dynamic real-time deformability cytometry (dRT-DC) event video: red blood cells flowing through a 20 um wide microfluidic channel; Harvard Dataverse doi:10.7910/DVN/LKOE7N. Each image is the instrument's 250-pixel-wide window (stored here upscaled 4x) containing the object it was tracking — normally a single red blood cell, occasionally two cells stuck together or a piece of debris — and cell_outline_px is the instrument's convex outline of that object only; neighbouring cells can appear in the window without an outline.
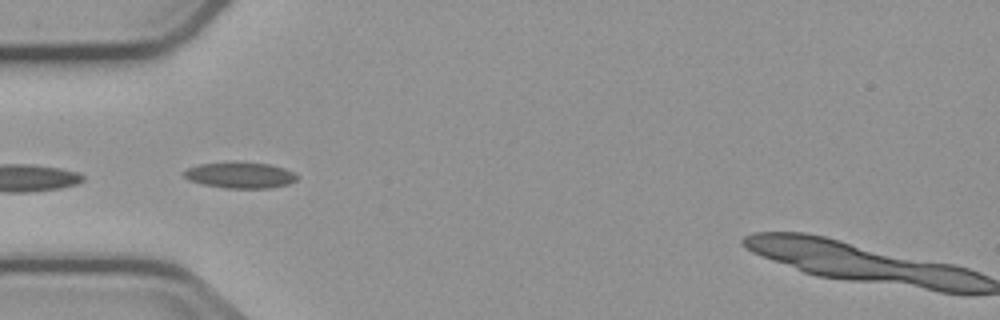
{"species": "common noctule bat (a hibernating species)", "species_latin": "Nyctalus noctula", "temperature_condition": "cold", "stored_images_in_passage": 6, "camera_frame_rate_fps": 3000, "um_per_image_px": 0.085, "animal": {"sex": "male", "body_mass_g": 23.1, "forearm_length_mm": 52.7}, "frame": {"image": 1, "passage_image": 3, "time_ms": 2.333, "image_size_px": [1000, 320], "cell_outline_px": [[296, 180], [288, 184], [272, 188], [224, 188], [204, 184], [188, 180], [184, 176], [184, 172], [188, 168], [200, 164], [236, 160], [268, 164], [284, 168], [292, 172], [296, 176]], "centroid_in_image_um": [20.39, 14.87], "position_along_channel_um": 64.6, "area_um2": 17.34}}
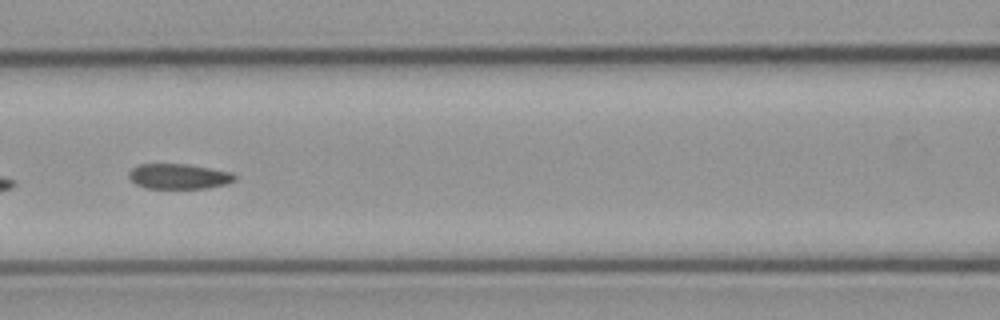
{"frame": {"image": 2, "passage_image": 5, "time_ms": 4.667, "image_size_px": [1000, 320], "cell_outline_px": [[236, 180], [224, 184], [208, 188], [144, 188], [136, 184], [128, 176], [128, 172], [132, 168], [140, 164], [188, 164], [232, 172], [236, 176]], "centroid_in_image_um": [15.19, 14.99], "position_along_channel_um": 151.4, "area_um2": 15.55}}
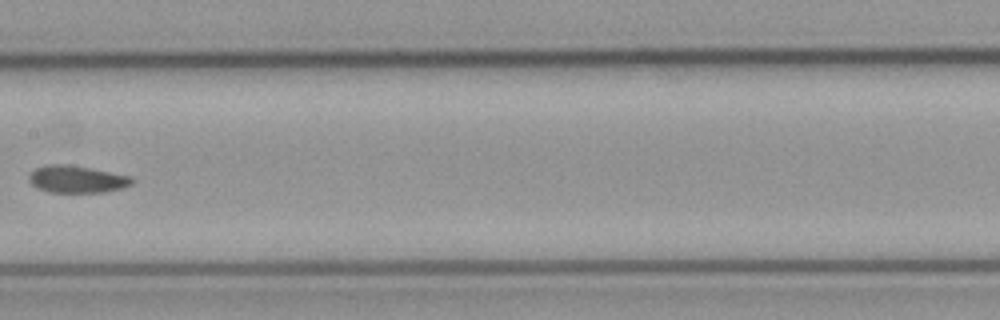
{"frame": {"image": 3, "passage_image": 6, "time_ms": 6.0, "image_size_px": [1000, 320], "cell_outline_px": [[136, 180], [132, 184], [124, 188], [104, 192], [48, 192], [36, 188], [28, 180], [28, 176], [36, 168], [44, 164], [68, 164], [128, 176]], "centroid_in_image_um": [6.5, 15.24], "position_along_channel_um": 200.9, "area_um2": 16.3}}